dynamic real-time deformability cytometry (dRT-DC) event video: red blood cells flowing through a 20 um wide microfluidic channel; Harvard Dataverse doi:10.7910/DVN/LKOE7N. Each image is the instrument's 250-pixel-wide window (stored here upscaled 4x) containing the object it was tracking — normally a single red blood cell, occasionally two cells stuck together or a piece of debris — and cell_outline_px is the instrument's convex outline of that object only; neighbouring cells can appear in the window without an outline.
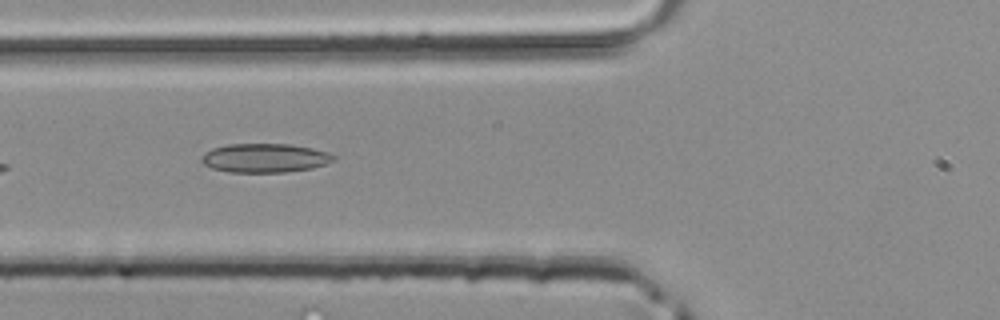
{"species": "common noctule bat (a hibernating species)", "species_latin": "Nyctalus noctula", "temperature_condition": "room temperature", "stored_images_in_passage": 19, "camera_frame_rate_fps": 3000, "um_per_image_px": 0.085, "animal": {"sex": "male", "body_mass_g": 20.4}, "frame": {"image": 1, "passage_image": 4, "time_ms": 1.0, "image_size_px": [1000, 320], "cell_outline_px": [[336, 160], [312, 168], [284, 172], [228, 172], [212, 168], [204, 164], [200, 160], [212, 148], [228, 144], [288, 144], [312, 148], [328, 152], [336, 156]], "centroid_in_image_um": [22.54, 13.43], "position_along_channel_um": 103.3, "area_um2": 22.14}}
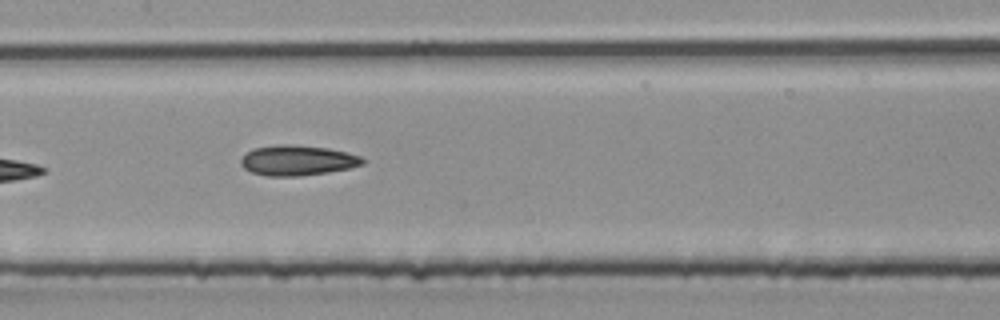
{"frame": {"image": 2, "passage_image": 9, "time_ms": 2.667, "image_size_px": [1000, 320], "cell_outline_px": [[364, 164], [348, 168], [328, 172], [296, 176], [268, 176], [252, 172], [244, 168], [240, 164], [240, 160], [252, 148], [280, 144], [296, 144], [328, 148], [360, 156], [364, 160]], "centroid_in_image_um": [25.26, 13.62], "position_along_channel_um": 182.1, "area_um2": 21.33}}
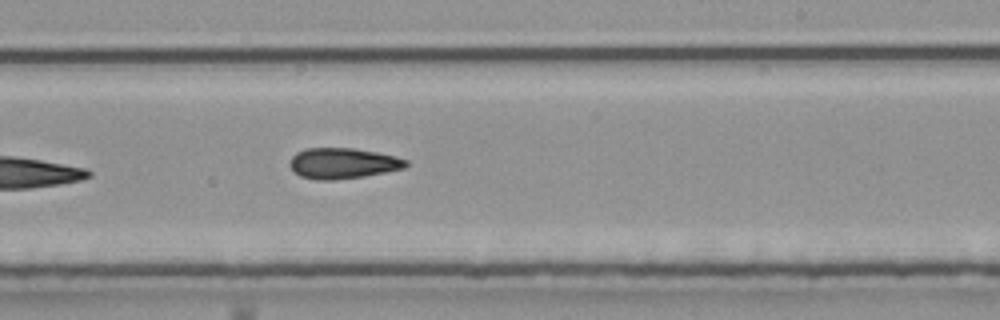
{"frame": {"image": 3, "passage_image": 14, "time_ms": 4.333, "image_size_px": [1000, 320], "cell_outline_px": [[408, 164], [404, 168], [364, 176], [332, 180], [316, 180], [300, 176], [288, 164], [292, 156], [296, 152], [304, 148], [352, 148], [376, 152], [396, 156], [408, 160]], "centroid_in_image_um": [29.12, 13.87], "position_along_channel_um": 259.9, "area_um2": 20.75}}